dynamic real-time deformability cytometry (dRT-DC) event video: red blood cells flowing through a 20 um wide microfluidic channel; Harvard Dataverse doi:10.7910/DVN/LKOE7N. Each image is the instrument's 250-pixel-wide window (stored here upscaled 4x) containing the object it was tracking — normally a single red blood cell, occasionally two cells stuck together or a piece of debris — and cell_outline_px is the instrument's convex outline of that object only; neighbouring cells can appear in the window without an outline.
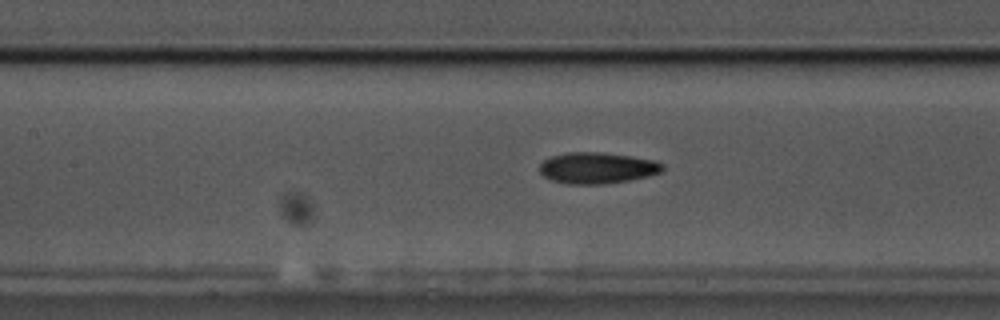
{"species": "common noctule bat (a hibernating species)", "species_latin": "Nyctalus noctula", "temperature_condition": "cold", "stored_images_in_passage": 43, "camera_frame_rate_fps": 3000, "um_per_image_px": 0.085, "animal": {"sex": "male", "body_mass_g": 17.5, "forearm_length_mm": 52.3}, "frame": {"image": 1, "passage_image": 15, "time_ms": 4.667, "image_size_px": [1000, 320], "cell_outline_px": [[664, 168], [660, 172], [648, 176], [628, 180], [604, 184], [568, 184], [552, 180], [544, 176], [540, 172], [540, 164], [544, 160], [552, 156], [568, 152], [600, 152], [632, 156], [656, 160], [664, 164]], "centroid_in_image_um": [50.78, 14.27], "position_along_channel_um": 156.6, "area_um2": 22.37}, "authors_computed_cell_mechanics": {"area_um2": 21.5016, "velocity_mm_per_s": 3.4862, "shape_relaxation_time_tau1_ms": 5.1298, "shape_relaxation_time_tau2_ms": 5.7181, "deformation_change_tau1": 0.1306, "deformation_change_tau2": 0.1323}}